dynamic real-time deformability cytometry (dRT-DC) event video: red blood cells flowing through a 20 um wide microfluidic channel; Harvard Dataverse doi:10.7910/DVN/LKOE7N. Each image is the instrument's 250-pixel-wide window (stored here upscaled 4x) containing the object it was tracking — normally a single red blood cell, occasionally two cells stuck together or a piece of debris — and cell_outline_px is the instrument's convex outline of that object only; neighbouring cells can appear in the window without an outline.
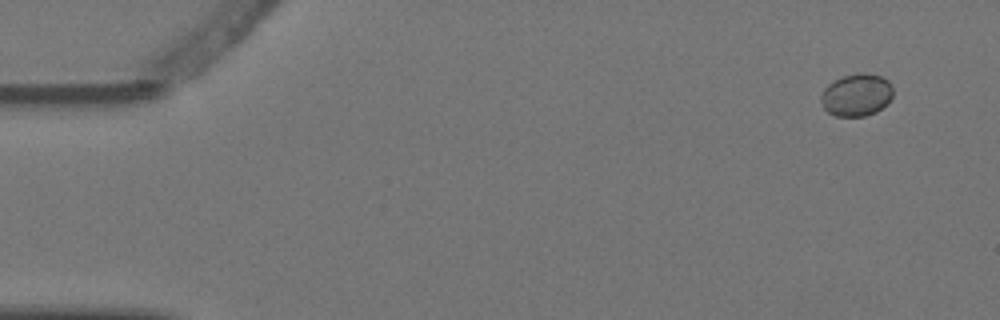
{"species": "Egyptian fruit bat (a non-hibernating species)", "species_latin": "Rousettus aegyptiacus", "temperature_condition": "warm", "stored_images_in_passage": 4, "segment_of_instrument_passage": [1, 2], "camera_frame_rate_fps": 3000, "um_per_image_px": 0.085, "animal": {"sex": "female"}, "frame": {"image": 1, "passage_image": 1, "time_ms": 0.0, "image_size_px": [1000, 320], "cell_outline_px": [[892, 96], [888, 104], [876, 112], [864, 116], [836, 116], [828, 112], [824, 108], [820, 100], [820, 96], [824, 88], [828, 84], [844, 76], [860, 72], [864, 72], [880, 76], [888, 80], [892, 84]], "centroid_in_image_um": [72.82, 8.07], "position_along_channel_um": 12.2, "area_um2": 17.92}}